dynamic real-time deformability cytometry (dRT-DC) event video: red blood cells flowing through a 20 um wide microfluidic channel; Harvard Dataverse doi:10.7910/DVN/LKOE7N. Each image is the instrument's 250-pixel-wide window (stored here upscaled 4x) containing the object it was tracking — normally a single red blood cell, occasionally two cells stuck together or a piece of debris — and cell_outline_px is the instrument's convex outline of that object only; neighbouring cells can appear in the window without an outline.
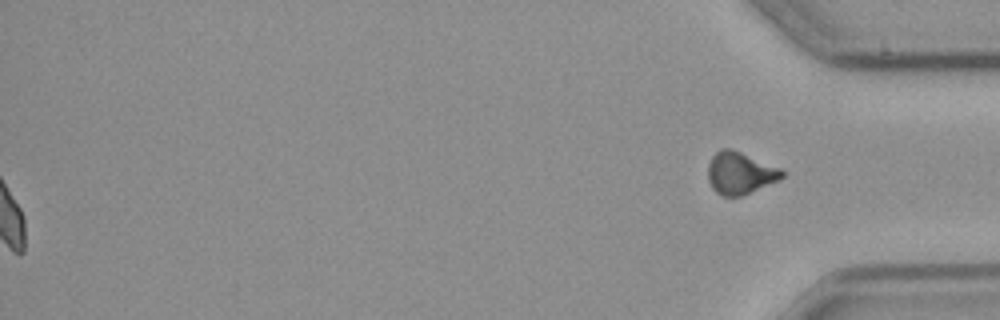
{"species": "common noctule bat (a hibernating species)", "species_latin": "Nyctalus noctula", "temperature_condition": "cold", "stored_images_in_passage": 56, "segment_of_instrument_passage": [2, 2], "camera_frame_rate_fps": 3000, "um_per_image_px": 0.085, "animal": {"sex": "male", "body_mass_g": 23.1, "forearm_length_mm": 52.7}, "frame": {"image": 1, "passage_image": 56, "time_ms": 18.333, "image_size_px": [1000, 320], "cell_outline_px": [[784, 176], [780, 180], [740, 196], [724, 196], [716, 192], [712, 188], [708, 180], [708, 164], [712, 156], [720, 148], [732, 148], [784, 168]], "centroid_in_image_um": [62.94, 14.68], "position_along_channel_um": 372.3, "area_um2": 18.55}}